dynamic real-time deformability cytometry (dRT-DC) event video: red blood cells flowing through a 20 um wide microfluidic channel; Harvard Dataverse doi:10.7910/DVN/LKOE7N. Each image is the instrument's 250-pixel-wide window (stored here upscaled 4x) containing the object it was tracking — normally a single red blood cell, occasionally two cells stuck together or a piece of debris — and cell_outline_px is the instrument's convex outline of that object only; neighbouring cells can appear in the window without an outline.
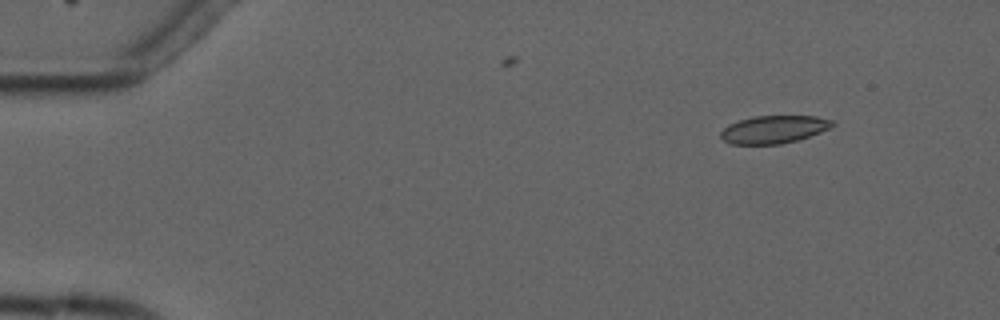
{"species": "common noctule bat (a hibernating species)", "species_latin": "Nyctalus noctula", "temperature_condition": "cold", "stored_images_in_passage": 4, "camera_frame_rate_fps": 3000, "um_per_image_px": 0.085, "animal": {"sex": "male", "forearm_length_mm": 52.5}, "frame": {"image": 1, "passage_image": 1, "time_ms": 0.0, "image_size_px": [1000, 320], "cell_outline_px": [[836, 124], [820, 132], [800, 140], [780, 144], [732, 144], [724, 140], [720, 136], [720, 132], [728, 124], [740, 120], [756, 116], [816, 116], [836, 120]], "centroid_in_image_um": [65.81, 11.0], "position_along_channel_um": 19.2, "area_um2": 18.15}}